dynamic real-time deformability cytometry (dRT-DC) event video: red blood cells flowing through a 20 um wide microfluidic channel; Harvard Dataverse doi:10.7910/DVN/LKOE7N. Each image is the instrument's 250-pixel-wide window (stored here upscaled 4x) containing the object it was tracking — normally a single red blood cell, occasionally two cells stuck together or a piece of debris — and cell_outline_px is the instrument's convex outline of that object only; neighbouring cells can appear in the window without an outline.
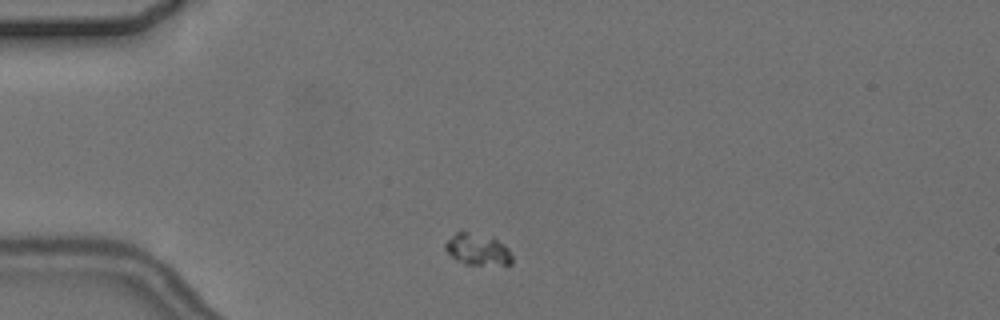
{"species": "common noctule bat (a hibernating species)", "species_latin": "Nyctalus noctula", "temperature_condition": "cold", "stored_images_in_passage": 2, "camera_frame_rate_fps": 3000, "um_per_image_px": 0.085, "animal": {"sex": "female", "body_mass_g": 24.6, "forearm_length_mm": 56.2}, "frame": {"image": 1, "passage_image": 1, "time_ms": 0.0, "image_size_px": [1000, 320], "cell_outline_px": [[512, 264], [464, 264], [456, 260], [444, 248], [444, 244], [456, 232], [468, 232], [492, 236], [504, 244], [508, 248], [512, 256]], "centroid_in_image_um": [40.61, 21.19], "position_along_channel_um": 44.4, "area_um2": 12.2}}